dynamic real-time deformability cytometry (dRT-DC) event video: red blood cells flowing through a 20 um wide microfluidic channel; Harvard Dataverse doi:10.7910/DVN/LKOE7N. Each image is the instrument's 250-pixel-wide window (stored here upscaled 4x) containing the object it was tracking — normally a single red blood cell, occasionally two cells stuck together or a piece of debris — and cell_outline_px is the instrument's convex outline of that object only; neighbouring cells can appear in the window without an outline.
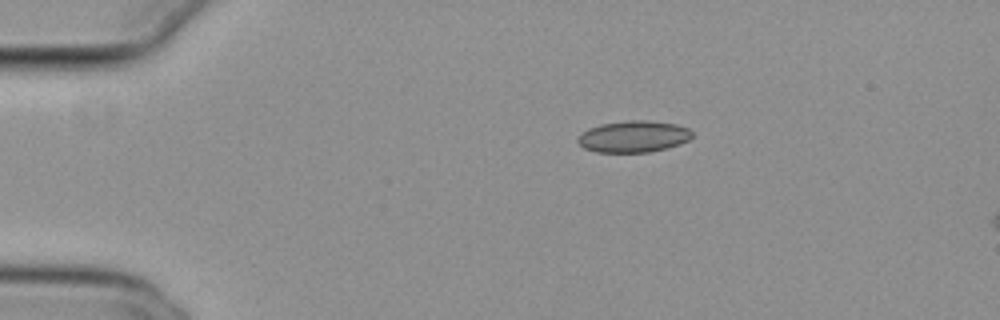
{"species": "common noctule bat (a hibernating species)", "species_latin": "Nyctalus noctula", "temperature_condition": "cold", "stored_images_in_passage": 8, "camera_frame_rate_fps": 3000, "um_per_image_px": 0.085, "animal": {"sex": "female", "body_mass_g": 29.2, "forearm_length_mm": 56.3}, "frame": {"image": 1, "passage_image": 1, "time_ms": 0.0, "image_size_px": [1000, 320], "cell_outline_px": [[692, 136], [688, 140], [680, 144], [648, 152], [596, 152], [584, 148], [576, 140], [588, 128], [600, 124], [628, 120], [648, 120], [676, 124], [688, 128], [692, 132]], "centroid_in_image_um": [53.85, 11.6], "position_along_channel_um": 31.2, "area_um2": 20.92}}